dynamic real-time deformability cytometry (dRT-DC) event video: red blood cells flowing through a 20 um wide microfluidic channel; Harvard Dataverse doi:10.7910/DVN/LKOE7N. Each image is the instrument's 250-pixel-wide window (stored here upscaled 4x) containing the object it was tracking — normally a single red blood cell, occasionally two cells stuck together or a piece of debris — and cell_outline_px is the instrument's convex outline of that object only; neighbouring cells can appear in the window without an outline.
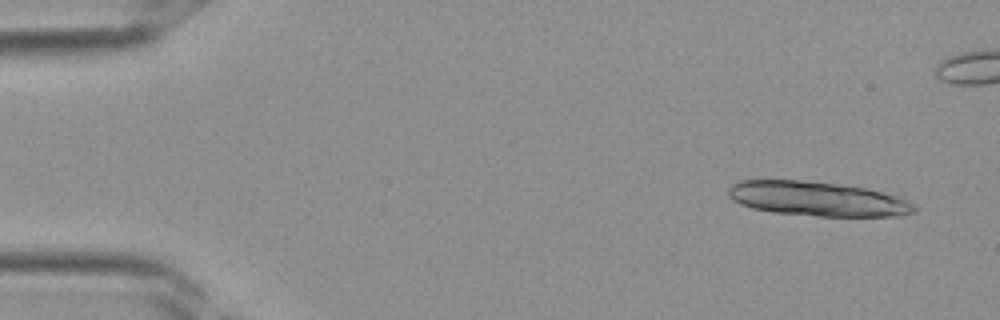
{"species": "Egyptian fruit bat (a non-hibernating species)", "species_latin": "Rousettus aegyptiacus", "temperature_condition": "room temperature", "stored_images_in_passage": 37, "camera_frame_rate_fps": 3000, "um_per_image_px": 0.085, "frame": {"image": 1, "passage_image": 1, "time_ms": 0.0, "image_size_px": [1000, 320], "cell_outline_px": [[916, 212], [900, 216], [820, 216], [772, 212], [752, 208], [740, 204], [728, 192], [728, 188], [732, 184], [740, 180], [800, 180], [840, 184], [864, 188], [896, 196], [908, 200], [916, 204]], "centroid_in_image_um": [69.52, 16.9], "position_along_channel_um": 15.5, "area_um2": 37.17}}
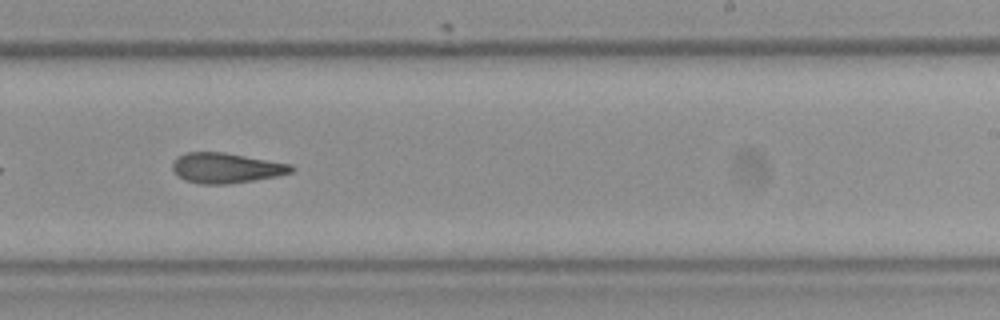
{"frame": {"image": 2, "passage_image": 22, "time_ms": 7.0, "image_size_px": [1000, 320], "cell_outline_px": [[296, 168], [292, 172], [276, 176], [228, 184], [200, 184], [184, 180], [172, 168], [172, 164], [176, 156], [184, 152], [224, 152], [292, 164]], "centroid_in_image_um": [19.21, 14.26], "position_along_channel_um": 269.8, "area_um2": 20.92}}
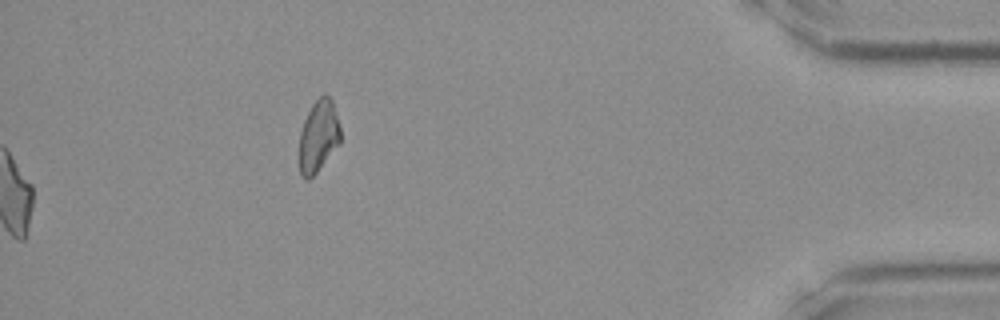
{"frame": {"image": 3, "passage_image": 37, "time_ms": 12.0, "image_size_px": [1000, 320], "cell_outline_px": [[340, 144], [316, 172], [308, 180], [300, 172], [300, 132], [304, 120], [312, 104], [324, 92], [332, 100], [340, 128]], "centroid_in_image_um": [27.08, 11.54], "position_along_channel_um": 408.1, "area_um2": 16.99}}